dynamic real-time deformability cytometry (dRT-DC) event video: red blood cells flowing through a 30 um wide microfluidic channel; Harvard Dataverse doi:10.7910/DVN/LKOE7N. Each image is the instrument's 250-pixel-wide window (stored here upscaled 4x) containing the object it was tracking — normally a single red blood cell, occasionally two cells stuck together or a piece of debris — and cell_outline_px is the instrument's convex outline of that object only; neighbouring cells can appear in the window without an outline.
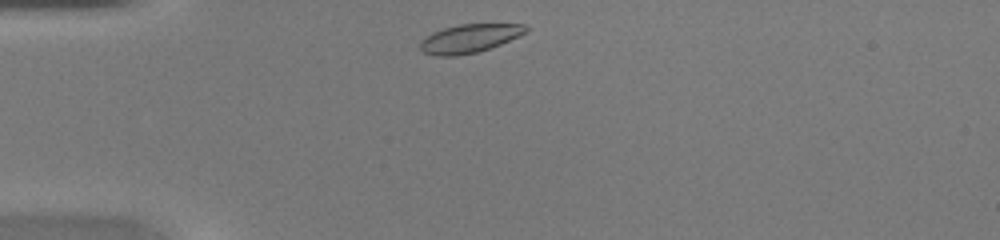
{"species": "common noctule bat (a hibernating species)", "species_latin": "Nyctalus noctula", "temperature_condition": "warm", "stored_images_in_passage": 37, "camera_frame_rate_fps": 3000, "um_per_image_px": 0.085, "animal": {"sex": "female", "body_mass_g": 20.0, "forearm_length_mm": 54.0}, "frame": {"image": 1, "passage_image": 1, "time_ms": 0.0, "image_size_px": [1000, 240], "cell_outline_px": [[528, 32], [500, 44], [476, 52], [456, 56], [436, 56], [424, 52], [420, 48], [420, 40], [432, 32], [444, 28], [460, 24], [524, 24], [528, 28]], "centroid_in_image_um": [39.89, 3.26], "position_along_channel_um": 45.1, "area_um2": 17.46}}
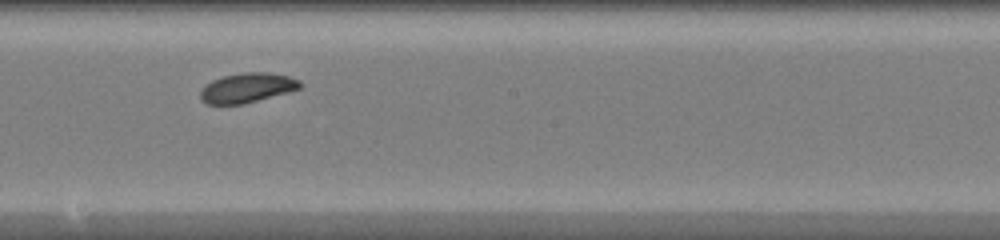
{"frame": {"image": 2, "passage_image": 16, "time_ms": 5.0, "image_size_px": [1000, 240], "cell_outline_px": [[304, 84], [300, 88], [288, 92], [244, 104], [204, 104], [200, 100], [200, 92], [204, 84], [212, 80], [224, 76], [244, 72], [272, 72], [288, 76], [300, 80]], "centroid_in_image_um": [21.0, 7.46], "position_along_channel_um": 227.2, "area_um2": 17.46}}
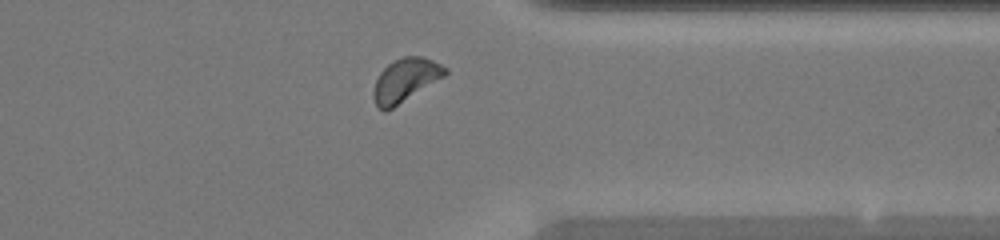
{"frame": {"image": 3, "passage_image": 27, "time_ms": 8.667, "image_size_px": [1000, 240], "cell_outline_px": [[448, 72], [444, 76], [392, 108], [384, 112], [376, 104], [372, 96], [372, 92], [376, 80], [380, 72], [388, 64], [404, 56], [420, 56], [432, 60], [448, 68]], "centroid_in_image_um": [34.44, 6.8], "position_along_channel_um": 377.0, "area_um2": 17.74}, "authors_computed_cell_mechanics": {"area_um2": 17.5134, "velocity_mm_per_s": 4.188, "shape_relaxation_time_tau1_ms": 2.1855, "shape_relaxation_time_tau2_ms": null, "deformation_change_tau1": 0.0781, "deformation_change_tau2": null}}